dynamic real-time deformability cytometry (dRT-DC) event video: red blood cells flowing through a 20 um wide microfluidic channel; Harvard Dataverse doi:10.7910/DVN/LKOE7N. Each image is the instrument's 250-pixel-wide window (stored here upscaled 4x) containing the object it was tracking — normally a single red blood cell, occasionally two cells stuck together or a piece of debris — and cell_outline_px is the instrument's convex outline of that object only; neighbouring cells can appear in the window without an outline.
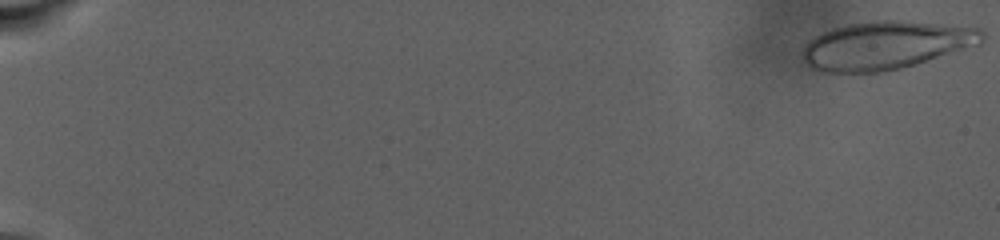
{"species": "human", "species_latin": "Homo sapiens", "temperature_condition": "warm", "stored_images_in_passage": 85, "camera_frame_rate_fps": 3000, "um_per_image_px": 0.085, "donor": {"sex": "male"}, "frame": {"image": 1, "passage_image": 1, "time_ms": 0.0, "image_size_px": [1000, 240], "cell_outline_px": [[984, 36], [980, 44], [916, 64], [884, 72], [820, 72], [812, 68], [804, 60], [804, 48], [816, 36], [832, 28], [848, 24], [872, 20], [904, 20], [980, 28], [984, 32]], "centroid_in_image_um": [75.33, 3.84], "position_along_channel_um": 9.7, "area_um2": 50.05}}
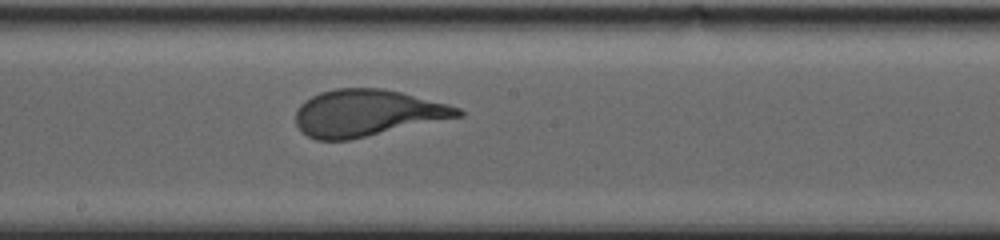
{"frame": {"image": 2, "passage_image": 54, "time_ms": 17.667, "image_size_px": [1000, 240], "cell_outline_px": [[464, 116], [348, 140], [316, 140], [308, 136], [296, 124], [296, 112], [300, 104], [304, 100], [320, 92], [336, 88], [384, 88], [448, 104], [460, 108], [464, 112]], "centroid_in_image_um": [31.21, 9.6], "position_along_channel_um": 217.0, "area_um2": 44.04}}
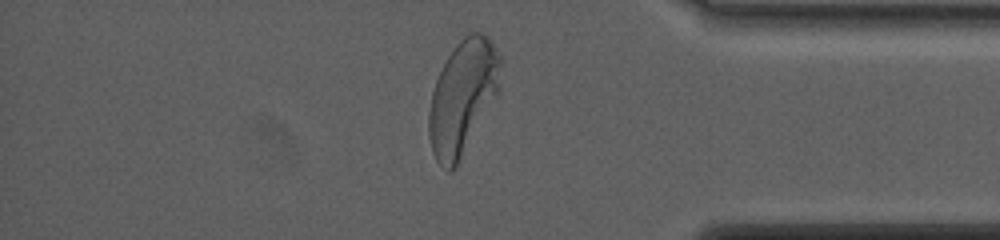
{"frame": {"image": 3, "passage_image": 78, "time_ms": 25.667, "image_size_px": [1000, 240], "cell_outline_px": [[500, 92], [456, 168], [452, 172], [448, 172], [436, 160], [432, 152], [428, 136], [428, 112], [432, 92], [436, 80], [448, 56], [456, 44], [464, 36], [472, 32], [480, 32], [488, 36], [500, 56]], "centroid_in_image_um": [39.33, 8.3], "position_along_channel_um": 395.9, "area_um2": 47.97}}